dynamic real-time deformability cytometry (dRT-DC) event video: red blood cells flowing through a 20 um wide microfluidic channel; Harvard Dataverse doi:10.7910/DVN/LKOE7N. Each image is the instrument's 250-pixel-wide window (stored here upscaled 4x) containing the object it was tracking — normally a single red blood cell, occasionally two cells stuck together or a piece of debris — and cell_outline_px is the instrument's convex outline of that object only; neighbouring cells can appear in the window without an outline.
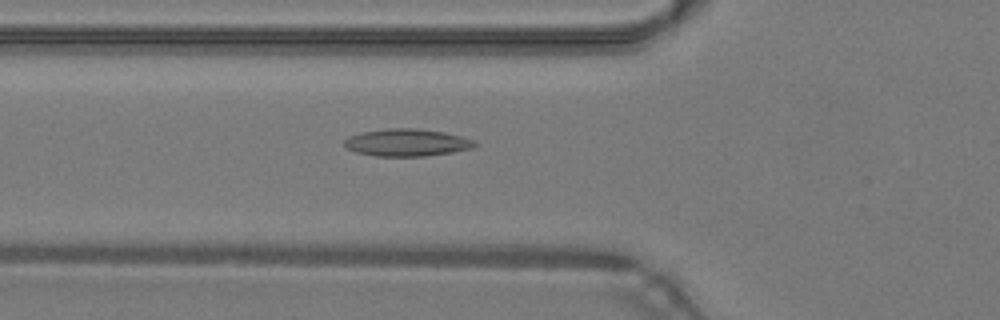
{"species": "common noctule bat (a hibernating species)", "species_latin": "Nyctalus noctula", "temperature_condition": "warm", "stored_images_in_passage": 33, "camera_frame_rate_fps": 3000, "um_per_image_px": 0.085, "animal": {"sex": "male", "body_mass_g": 19.2, "forearm_length_mm": 51.8}, "frame": {"image": 1, "passage_image": 3, "time_ms": 0.667, "image_size_px": [1000, 320], "cell_outline_px": [[476, 144], [472, 148], [452, 152], [424, 156], [376, 156], [356, 152], [348, 148], [344, 144], [344, 140], [348, 136], [360, 132], [388, 128], [416, 128], [444, 132], [476, 140]], "centroid_in_image_um": [34.57, 12.11], "position_along_channel_um": 91.2, "area_um2": 20.75}}
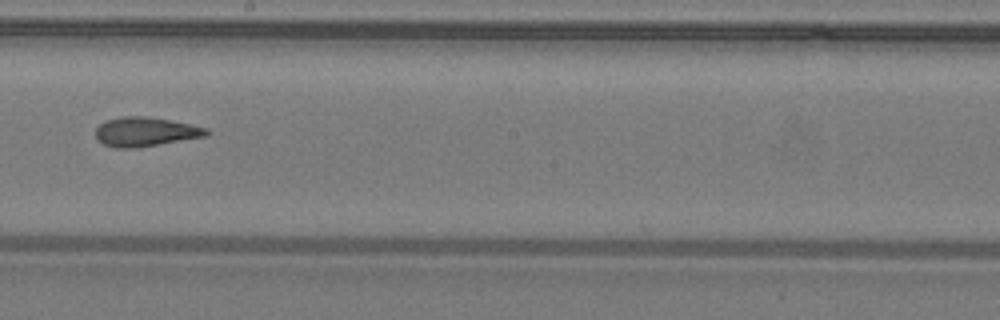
{"frame": {"image": 2, "passage_image": 13, "time_ms": 4.0, "image_size_px": [1000, 320], "cell_outline_px": [[208, 136], [140, 148], [116, 148], [104, 144], [96, 140], [96, 128], [104, 120], [124, 116], [148, 116], [208, 128]], "centroid_in_image_um": [12.34, 11.21], "position_along_channel_um": 235.9, "area_um2": 19.07}}
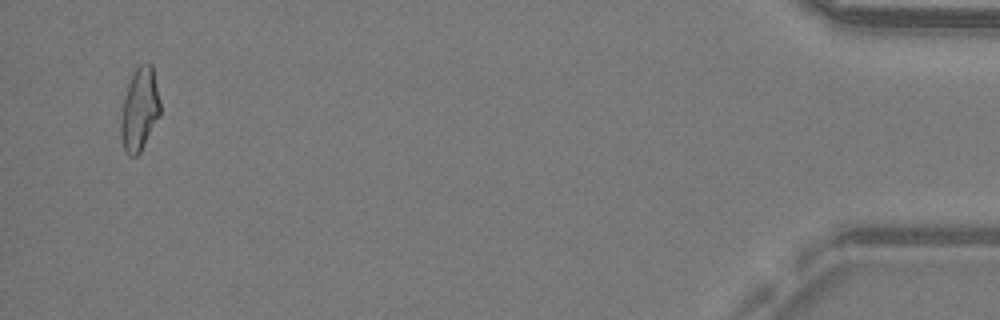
{"frame": {"image": 3, "passage_image": 32, "time_ms": 10.333, "image_size_px": [1000, 320], "cell_outline_px": [[160, 116], [140, 152], [136, 156], [128, 156], [124, 148], [120, 136], [120, 120], [124, 100], [128, 84], [136, 68], [140, 64], [148, 60], [152, 64], [160, 100]], "centroid_in_image_um": [11.87, 9.29], "position_along_channel_um": 423.3, "area_um2": 19.07}, "authors_computed_cell_mechanics": {"area_um2": 18.9006, "velocity_mm_per_s": 4.3132, "shape_relaxation_time_tau1_ms": null, "shape_relaxation_time_tau2_ms": 3.1823, "deformation_change_tau1": null, "deformation_change_tau2": 0.117}}